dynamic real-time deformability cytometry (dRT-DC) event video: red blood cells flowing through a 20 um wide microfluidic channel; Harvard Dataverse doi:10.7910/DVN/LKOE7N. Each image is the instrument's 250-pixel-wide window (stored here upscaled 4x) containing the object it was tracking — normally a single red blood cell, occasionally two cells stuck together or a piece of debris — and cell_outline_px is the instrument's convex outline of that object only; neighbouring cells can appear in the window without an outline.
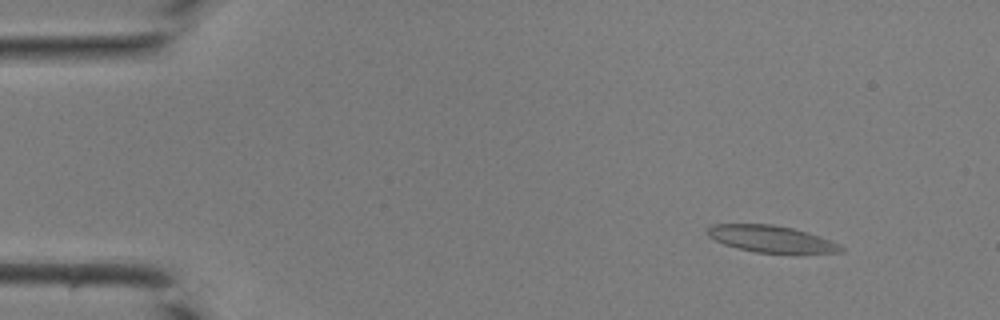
{"species": "common noctule bat (a hibernating species)", "species_latin": "Nyctalus noctula", "temperature_condition": "room temperature", "stored_images_in_passage": 42, "camera_frame_rate_fps": 3000, "um_per_image_px": 0.085, "animal": {"sex": "male", "body_mass_g": 19.0, "forearm_length_mm": 50.8}, "frame": {"image": 1, "passage_image": 5, "time_ms": 1.333, "image_size_px": [1000, 320], "cell_outline_px": [[844, 252], [800, 256], [756, 252], [724, 244], [708, 236], [708, 228], [712, 224], [772, 224], [792, 228], [820, 236], [844, 248]], "centroid_in_image_um": [65.65, 20.36], "position_along_channel_um": 19.3, "area_um2": 21.39}}
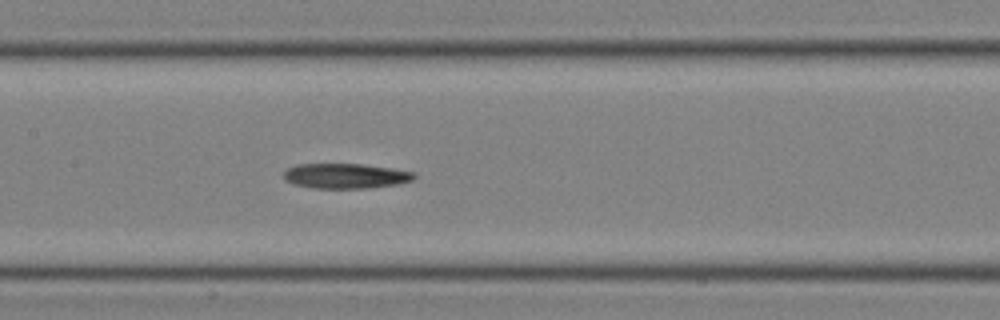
{"frame": {"image": 2, "passage_image": 21, "time_ms": 6.667, "image_size_px": [1000, 320], "cell_outline_px": [[416, 176], [412, 180], [400, 184], [364, 188], [312, 188], [296, 184], [288, 180], [284, 176], [284, 172], [288, 168], [300, 164], [360, 164], [392, 168], [416, 172]], "centroid_in_image_um": [29.44, 14.95], "position_along_channel_um": 178.0, "area_um2": 18.84}}
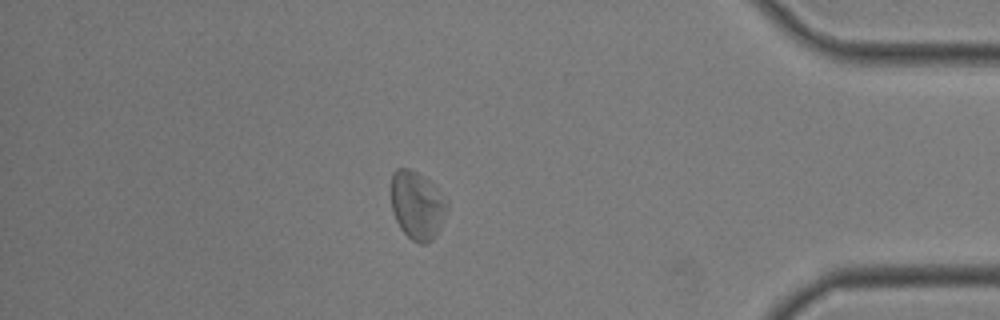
{"frame": {"image": 3, "passage_image": 37, "time_ms": 12.0, "image_size_px": [1000, 320], "cell_outline_px": [[448, 208], [440, 228], [432, 240], [424, 244], [420, 244], [412, 240], [400, 228], [392, 212], [392, 172], [396, 168], [408, 168], [424, 176], [448, 200]], "centroid_in_image_um": [35.46, 17.45], "position_along_channel_um": 399.7, "area_um2": 22.2}}